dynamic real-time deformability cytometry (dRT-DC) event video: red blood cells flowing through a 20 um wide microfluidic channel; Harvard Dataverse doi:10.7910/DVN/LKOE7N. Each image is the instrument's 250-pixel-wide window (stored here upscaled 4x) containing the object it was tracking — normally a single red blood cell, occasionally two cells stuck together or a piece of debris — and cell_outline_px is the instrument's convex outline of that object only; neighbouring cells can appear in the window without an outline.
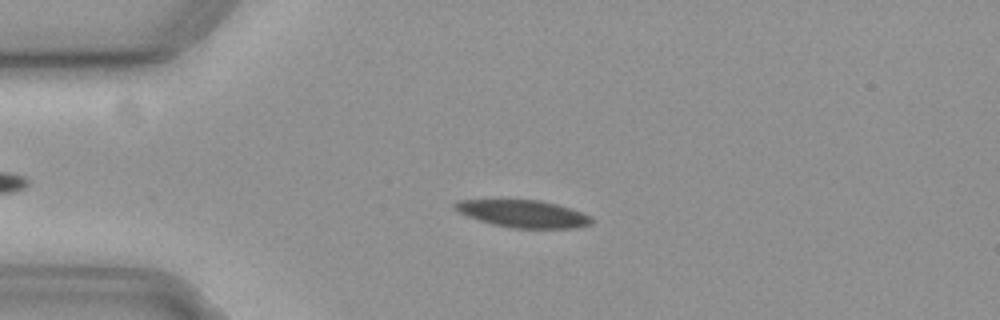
{"species": "common noctule bat (a hibernating species)", "species_latin": "Nyctalus noctula", "temperature_condition": "cold", "stored_images_in_passage": 50, "camera_frame_rate_fps": 3000, "um_per_image_px": 0.085, "animal": {"sex": "female", "body_mass_g": 19.3, "forearm_length_mm": 54.1}, "frame": {"image": 1, "passage_image": 12, "time_ms": 3.667, "image_size_px": [1000, 320], "cell_outline_px": [[592, 224], [576, 228], [512, 228], [492, 224], [468, 216], [452, 208], [452, 204], [456, 200], [540, 200], [556, 204], [592, 216]], "centroid_in_image_um": [44.45, 18.17], "position_along_channel_um": 40.5, "area_um2": 21.68}}
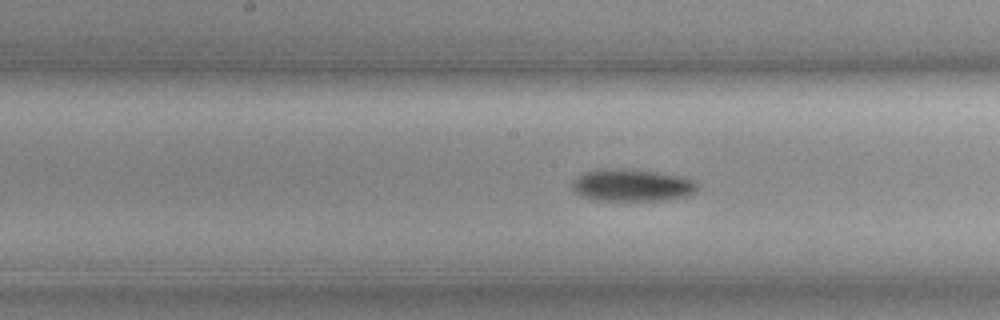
{"frame": {"image": 2, "passage_image": 27, "time_ms": 8.667, "image_size_px": [1000, 320], "cell_outline_px": [[700, 184], [696, 192], [684, 196], [668, 200], [596, 200], [580, 196], [572, 188], [572, 180], [576, 176], [584, 172], [612, 168], [616, 168], [656, 172], [696, 180]], "centroid_in_image_um": [53.72, 15.75], "position_along_channel_um": 194.5, "area_um2": 23.47}}
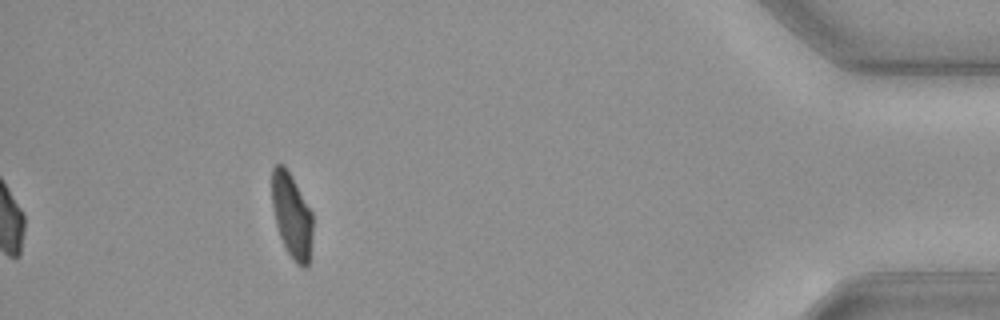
{"frame": {"image": 3, "passage_image": 50, "time_ms": 16.333, "image_size_px": [1000, 320], "cell_outline_px": [[312, 232], [308, 264], [304, 268], [296, 264], [288, 252], [280, 236], [276, 224], [272, 204], [272, 168], [276, 164], [284, 164], [312, 212]], "centroid_in_image_um": [24.79, 18.32], "position_along_channel_um": 410.4, "area_um2": 19.77}, "authors_computed_cell_mechanics": {"area_um2": 22.5998, "velocity_mm_per_s": 3.6375, "shape_relaxation_time_tau1_ms": 6.0658, "shape_relaxation_time_tau2_ms": null, "deformation_change_tau1": 0.1491, "deformation_change_tau2": null}}